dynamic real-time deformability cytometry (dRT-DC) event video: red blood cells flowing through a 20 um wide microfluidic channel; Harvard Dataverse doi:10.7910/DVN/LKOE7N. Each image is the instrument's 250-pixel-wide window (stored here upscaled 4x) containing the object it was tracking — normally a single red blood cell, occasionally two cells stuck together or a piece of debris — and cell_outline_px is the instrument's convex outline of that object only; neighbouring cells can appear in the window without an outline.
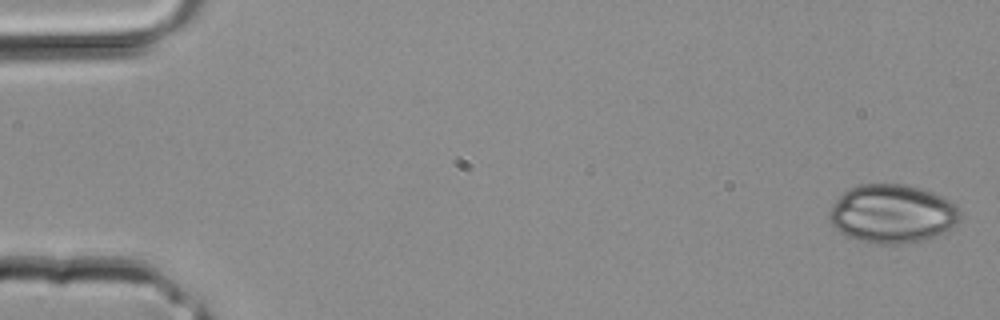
{"species": "common noctule bat (a hibernating species)", "species_latin": "Nyctalus noctula", "temperature_condition": "room temperature", "stored_images_in_passage": 3, "camera_frame_rate_fps": 3000, "um_per_image_px": 0.085, "animal": {"sex": "male", "body_mass_g": 20.4}, "frame": {"image": 1, "passage_image": 1, "time_ms": 0.0, "image_size_px": [1000, 320], "cell_outline_px": [[960, 220], [956, 224], [944, 232], [936, 236], [920, 240], [900, 244], [876, 244], [860, 240], [848, 236], [840, 232], [828, 220], [828, 212], [836, 200], [848, 188], [860, 184], [904, 184], [932, 192], [956, 204], [960, 208]], "centroid_in_image_um": [75.84, 18.17], "position_along_channel_um": 9.2, "area_um2": 44.56}}